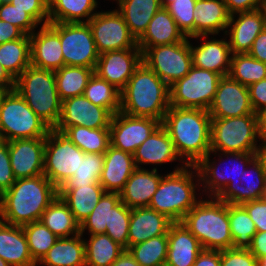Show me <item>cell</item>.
<instances>
[{
    "mask_svg": "<svg viewBox=\"0 0 266 266\" xmlns=\"http://www.w3.org/2000/svg\"><path fill=\"white\" fill-rule=\"evenodd\" d=\"M193 16L195 37L226 33L231 14L223 0H196Z\"/></svg>",
    "mask_w": 266,
    "mask_h": 266,
    "instance_id": "29",
    "label": "cell"
},
{
    "mask_svg": "<svg viewBox=\"0 0 266 266\" xmlns=\"http://www.w3.org/2000/svg\"><path fill=\"white\" fill-rule=\"evenodd\" d=\"M185 38L173 17L162 7L149 22L147 30L137 41V46L143 51L148 47L179 43Z\"/></svg>",
    "mask_w": 266,
    "mask_h": 266,
    "instance_id": "31",
    "label": "cell"
},
{
    "mask_svg": "<svg viewBox=\"0 0 266 266\" xmlns=\"http://www.w3.org/2000/svg\"><path fill=\"white\" fill-rule=\"evenodd\" d=\"M141 266H165L168 251V236L160 235L127 249Z\"/></svg>",
    "mask_w": 266,
    "mask_h": 266,
    "instance_id": "43",
    "label": "cell"
},
{
    "mask_svg": "<svg viewBox=\"0 0 266 266\" xmlns=\"http://www.w3.org/2000/svg\"><path fill=\"white\" fill-rule=\"evenodd\" d=\"M103 164L104 154L84 153L80 155L78 170L60 188H80L83 185L99 183Z\"/></svg>",
    "mask_w": 266,
    "mask_h": 266,
    "instance_id": "46",
    "label": "cell"
},
{
    "mask_svg": "<svg viewBox=\"0 0 266 266\" xmlns=\"http://www.w3.org/2000/svg\"><path fill=\"white\" fill-rule=\"evenodd\" d=\"M136 168L140 165L163 164L173 161H182L177 154L174 143L166 129L160 125L134 152Z\"/></svg>",
    "mask_w": 266,
    "mask_h": 266,
    "instance_id": "28",
    "label": "cell"
},
{
    "mask_svg": "<svg viewBox=\"0 0 266 266\" xmlns=\"http://www.w3.org/2000/svg\"><path fill=\"white\" fill-rule=\"evenodd\" d=\"M84 235L59 238L37 264L44 266H86Z\"/></svg>",
    "mask_w": 266,
    "mask_h": 266,
    "instance_id": "34",
    "label": "cell"
},
{
    "mask_svg": "<svg viewBox=\"0 0 266 266\" xmlns=\"http://www.w3.org/2000/svg\"><path fill=\"white\" fill-rule=\"evenodd\" d=\"M248 54L266 64V27L255 38Z\"/></svg>",
    "mask_w": 266,
    "mask_h": 266,
    "instance_id": "58",
    "label": "cell"
},
{
    "mask_svg": "<svg viewBox=\"0 0 266 266\" xmlns=\"http://www.w3.org/2000/svg\"><path fill=\"white\" fill-rule=\"evenodd\" d=\"M249 250L257 259L266 256V232H256Z\"/></svg>",
    "mask_w": 266,
    "mask_h": 266,
    "instance_id": "60",
    "label": "cell"
},
{
    "mask_svg": "<svg viewBox=\"0 0 266 266\" xmlns=\"http://www.w3.org/2000/svg\"><path fill=\"white\" fill-rule=\"evenodd\" d=\"M222 76L192 66L189 72L170 86V106L209 109Z\"/></svg>",
    "mask_w": 266,
    "mask_h": 266,
    "instance_id": "9",
    "label": "cell"
},
{
    "mask_svg": "<svg viewBox=\"0 0 266 266\" xmlns=\"http://www.w3.org/2000/svg\"><path fill=\"white\" fill-rule=\"evenodd\" d=\"M118 5L116 10L122 15L136 41L143 36L149 22L162 8L160 0H119Z\"/></svg>",
    "mask_w": 266,
    "mask_h": 266,
    "instance_id": "32",
    "label": "cell"
},
{
    "mask_svg": "<svg viewBox=\"0 0 266 266\" xmlns=\"http://www.w3.org/2000/svg\"><path fill=\"white\" fill-rule=\"evenodd\" d=\"M257 266H266V256L257 259Z\"/></svg>",
    "mask_w": 266,
    "mask_h": 266,
    "instance_id": "65",
    "label": "cell"
},
{
    "mask_svg": "<svg viewBox=\"0 0 266 266\" xmlns=\"http://www.w3.org/2000/svg\"><path fill=\"white\" fill-rule=\"evenodd\" d=\"M105 192L100 183L83 185L80 188L58 189V195L79 224L91 214Z\"/></svg>",
    "mask_w": 266,
    "mask_h": 266,
    "instance_id": "33",
    "label": "cell"
},
{
    "mask_svg": "<svg viewBox=\"0 0 266 266\" xmlns=\"http://www.w3.org/2000/svg\"><path fill=\"white\" fill-rule=\"evenodd\" d=\"M221 266H257V258L249 249L220 250Z\"/></svg>",
    "mask_w": 266,
    "mask_h": 266,
    "instance_id": "52",
    "label": "cell"
},
{
    "mask_svg": "<svg viewBox=\"0 0 266 266\" xmlns=\"http://www.w3.org/2000/svg\"><path fill=\"white\" fill-rule=\"evenodd\" d=\"M94 69L78 66H63L55 71L57 91L61 101L83 95Z\"/></svg>",
    "mask_w": 266,
    "mask_h": 266,
    "instance_id": "39",
    "label": "cell"
},
{
    "mask_svg": "<svg viewBox=\"0 0 266 266\" xmlns=\"http://www.w3.org/2000/svg\"><path fill=\"white\" fill-rule=\"evenodd\" d=\"M262 143H266V109L259 114Z\"/></svg>",
    "mask_w": 266,
    "mask_h": 266,
    "instance_id": "63",
    "label": "cell"
},
{
    "mask_svg": "<svg viewBox=\"0 0 266 266\" xmlns=\"http://www.w3.org/2000/svg\"><path fill=\"white\" fill-rule=\"evenodd\" d=\"M22 228L28 243L29 252L36 263L44 257L59 239L41 221L26 224Z\"/></svg>",
    "mask_w": 266,
    "mask_h": 266,
    "instance_id": "47",
    "label": "cell"
},
{
    "mask_svg": "<svg viewBox=\"0 0 266 266\" xmlns=\"http://www.w3.org/2000/svg\"><path fill=\"white\" fill-rule=\"evenodd\" d=\"M161 125L183 164L196 165L211 151V116L207 110L170 106Z\"/></svg>",
    "mask_w": 266,
    "mask_h": 266,
    "instance_id": "1",
    "label": "cell"
},
{
    "mask_svg": "<svg viewBox=\"0 0 266 266\" xmlns=\"http://www.w3.org/2000/svg\"><path fill=\"white\" fill-rule=\"evenodd\" d=\"M60 36L64 64L95 70L100 54L88 22L48 23Z\"/></svg>",
    "mask_w": 266,
    "mask_h": 266,
    "instance_id": "10",
    "label": "cell"
},
{
    "mask_svg": "<svg viewBox=\"0 0 266 266\" xmlns=\"http://www.w3.org/2000/svg\"><path fill=\"white\" fill-rule=\"evenodd\" d=\"M208 112L211 118H231L257 114L250 102L248 86L242 85L229 75L220 78Z\"/></svg>",
    "mask_w": 266,
    "mask_h": 266,
    "instance_id": "17",
    "label": "cell"
},
{
    "mask_svg": "<svg viewBox=\"0 0 266 266\" xmlns=\"http://www.w3.org/2000/svg\"><path fill=\"white\" fill-rule=\"evenodd\" d=\"M112 116L106 108L95 105L84 95L75 96L62 101L61 115L54 129L63 132L72 126L109 128Z\"/></svg>",
    "mask_w": 266,
    "mask_h": 266,
    "instance_id": "16",
    "label": "cell"
},
{
    "mask_svg": "<svg viewBox=\"0 0 266 266\" xmlns=\"http://www.w3.org/2000/svg\"><path fill=\"white\" fill-rule=\"evenodd\" d=\"M212 152L210 151L204 158H202L195 166L199 172L200 176V182L204 185L205 192L207 190L209 193V197H216L224 188L225 186L230 183V180L235 179L238 177L241 173L244 172V170L250 168L251 161L260 153H223L221 152L222 156H227V158H230V161L235 162L231 165H236L237 169L234 170H225V173L222 172V170H219V166L217 167V164L215 160L213 162L210 160V154ZM230 156V157H229ZM238 161V162H237ZM216 164V165H215ZM221 165V164H220ZM247 166V167H246ZM246 167V168H245ZM235 168V166H233ZM221 169V168H220ZM207 188V189H206Z\"/></svg>",
    "mask_w": 266,
    "mask_h": 266,
    "instance_id": "19",
    "label": "cell"
},
{
    "mask_svg": "<svg viewBox=\"0 0 266 266\" xmlns=\"http://www.w3.org/2000/svg\"><path fill=\"white\" fill-rule=\"evenodd\" d=\"M228 216L234 249H249L257 230L242 205L228 204Z\"/></svg>",
    "mask_w": 266,
    "mask_h": 266,
    "instance_id": "42",
    "label": "cell"
},
{
    "mask_svg": "<svg viewBox=\"0 0 266 266\" xmlns=\"http://www.w3.org/2000/svg\"><path fill=\"white\" fill-rule=\"evenodd\" d=\"M0 266H10V265L0 257Z\"/></svg>",
    "mask_w": 266,
    "mask_h": 266,
    "instance_id": "68",
    "label": "cell"
},
{
    "mask_svg": "<svg viewBox=\"0 0 266 266\" xmlns=\"http://www.w3.org/2000/svg\"><path fill=\"white\" fill-rule=\"evenodd\" d=\"M131 216V208L121 200L111 208L110 226H106V232L113 241L128 249V232Z\"/></svg>",
    "mask_w": 266,
    "mask_h": 266,
    "instance_id": "48",
    "label": "cell"
},
{
    "mask_svg": "<svg viewBox=\"0 0 266 266\" xmlns=\"http://www.w3.org/2000/svg\"><path fill=\"white\" fill-rule=\"evenodd\" d=\"M142 62L169 87L183 78L192 67L190 41L148 47L142 51Z\"/></svg>",
    "mask_w": 266,
    "mask_h": 266,
    "instance_id": "12",
    "label": "cell"
},
{
    "mask_svg": "<svg viewBox=\"0 0 266 266\" xmlns=\"http://www.w3.org/2000/svg\"><path fill=\"white\" fill-rule=\"evenodd\" d=\"M40 221L58 238L80 234V224L59 195L42 213Z\"/></svg>",
    "mask_w": 266,
    "mask_h": 266,
    "instance_id": "35",
    "label": "cell"
},
{
    "mask_svg": "<svg viewBox=\"0 0 266 266\" xmlns=\"http://www.w3.org/2000/svg\"><path fill=\"white\" fill-rule=\"evenodd\" d=\"M50 129L15 89L0 93V140L46 138Z\"/></svg>",
    "mask_w": 266,
    "mask_h": 266,
    "instance_id": "8",
    "label": "cell"
},
{
    "mask_svg": "<svg viewBox=\"0 0 266 266\" xmlns=\"http://www.w3.org/2000/svg\"><path fill=\"white\" fill-rule=\"evenodd\" d=\"M0 257L10 266H36L22 226L0 220Z\"/></svg>",
    "mask_w": 266,
    "mask_h": 266,
    "instance_id": "30",
    "label": "cell"
},
{
    "mask_svg": "<svg viewBox=\"0 0 266 266\" xmlns=\"http://www.w3.org/2000/svg\"><path fill=\"white\" fill-rule=\"evenodd\" d=\"M84 243L86 266H110L125 250L105 233L90 235Z\"/></svg>",
    "mask_w": 266,
    "mask_h": 266,
    "instance_id": "38",
    "label": "cell"
},
{
    "mask_svg": "<svg viewBox=\"0 0 266 266\" xmlns=\"http://www.w3.org/2000/svg\"><path fill=\"white\" fill-rule=\"evenodd\" d=\"M88 23L99 54L108 51L139 48L122 15L116 9L97 12Z\"/></svg>",
    "mask_w": 266,
    "mask_h": 266,
    "instance_id": "13",
    "label": "cell"
},
{
    "mask_svg": "<svg viewBox=\"0 0 266 266\" xmlns=\"http://www.w3.org/2000/svg\"><path fill=\"white\" fill-rule=\"evenodd\" d=\"M41 25L30 35L31 65L55 72L65 66L60 36L49 24Z\"/></svg>",
    "mask_w": 266,
    "mask_h": 266,
    "instance_id": "22",
    "label": "cell"
},
{
    "mask_svg": "<svg viewBox=\"0 0 266 266\" xmlns=\"http://www.w3.org/2000/svg\"><path fill=\"white\" fill-rule=\"evenodd\" d=\"M0 64L16 80L31 65L30 36L0 44Z\"/></svg>",
    "mask_w": 266,
    "mask_h": 266,
    "instance_id": "37",
    "label": "cell"
},
{
    "mask_svg": "<svg viewBox=\"0 0 266 266\" xmlns=\"http://www.w3.org/2000/svg\"><path fill=\"white\" fill-rule=\"evenodd\" d=\"M193 266H221L220 250L203 249Z\"/></svg>",
    "mask_w": 266,
    "mask_h": 266,
    "instance_id": "59",
    "label": "cell"
},
{
    "mask_svg": "<svg viewBox=\"0 0 266 266\" xmlns=\"http://www.w3.org/2000/svg\"><path fill=\"white\" fill-rule=\"evenodd\" d=\"M248 90L252 108L260 114L266 109V79L250 84Z\"/></svg>",
    "mask_w": 266,
    "mask_h": 266,
    "instance_id": "55",
    "label": "cell"
},
{
    "mask_svg": "<svg viewBox=\"0 0 266 266\" xmlns=\"http://www.w3.org/2000/svg\"><path fill=\"white\" fill-rule=\"evenodd\" d=\"M262 198L266 201V186H265L264 195Z\"/></svg>",
    "mask_w": 266,
    "mask_h": 266,
    "instance_id": "69",
    "label": "cell"
},
{
    "mask_svg": "<svg viewBox=\"0 0 266 266\" xmlns=\"http://www.w3.org/2000/svg\"><path fill=\"white\" fill-rule=\"evenodd\" d=\"M84 153L104 154L110 146L109 128L89 129L72 126L62 132Z\"/></svg>",
    "mask_w": 266,
    "mask_h": 266,
    "instance_id": "40",
    "label": "cell"
},
{
    "mask_svg": "<svg viewBox=\"0 0 266 266\" xmlns=\"http://www.w3.org/2000/svg\"><path fill=\"white\" fill-rule=\"evenodd\" d=\"M24 35L20 28L0 19V44L17 40Z\"/></svg>",
    "mask_w": 266,
    "mask_h": 266,
    "instance_id": "57",
    "label": "cell"
},
{
    "mask_svg": "<svg viewBox=\"0 0 266 266\" xmlns=\"http://www.w3.org/2000/svg\"><path fill=\"white\" fill-rule=\"evenodd\" d=\"M251 166L252 172L246 169L238 177L230 180L216 198L233 205L261 199L266 186V163L261 154L251 161Z\"/></svg>",
    "mask_w": 266,
    "mask_h": 266,
    "instance_id": "15",
    "label": "cell"
},
{
    "mask_svg": "<svg viewBox=\"0 0 266 266\" xmlns=\"http://www.w3.org/2000/svg\"><path fill=\"white\" fill-rule=\"evenodd\" d=\"M83 95L97 106L106 108L112 115L121 109V95L114 85L93 73Z\"/></svg>",
    "mask_w": 266,
    "mask_h": 266,
    "instance_id": "41",
    "label": "cell"
},
{
    "mask_svg": "<svg viewBox=\"0 0 266 266\" xmlns=\"http://www.w3.org/2000/svg\"><path fill=\"white\" fill-rule=\"evenodd\" d=\"M58 196V188L44 175L17 179L0 196V220L15 226L40 221Z\"/></svg>",
    "mask_w": 266,
    "mask_h": 266,
    "instance_id": "2",
    "label": "cell"
},
{
    "mask_svg": "<svg viewBox=\"0 0 266 266\" xmlns=\"http://www.w3.org/2000/svg\"><path fill=\"white\" fill-rule=\"evenodd\" d=\"M0 19L20 28L26 35H31L39 25L25 10H20L10 2L0 5Z\"/></svg>",
    "mask_w": 266,
    "mask_h": 266,
    "instance_id": "50",
    "label": "cell"
},
{
    "mask_svg": "<svg viewBox=\"0 0 266 266\" xmlns=\"http://www.w3.org/2000/svg\"><path fill=\"white\" fill-rule=\"evenodd\" d=\"M11 0H2V2H10Z\"/></svg>",
    "mask_w": 266,
    "mask_h": 266,
    "instance_id": "70",
    "label": "cell"
},
{
    "mask_svg": "<svg viewBox=\"0 0 266 266\" xmlns=\"http://www.w3.org/2000/svg\"><path fill=\"white\" fill-rule=\"evenodd\" d=\"M110 266H141L129 253L128 250L124 252L110 265Z\"/></svg>",
    "mask_w": 266,
    "mask_h": 266,
    "instance_id": "62",
    "label": "cell"
},
{
    "mask_svg": "<svg viewBox=\"0 0 266 266\" xmlns=\"http://www.w3.org/2000/svg\"><path fill=\"white\" fill-rule=\"evenodd\" d=\"M8 146L16 180L43 174L45 138L15 139L9 141Z\"/></svg>",
    "mask_w": 266,
    "mask_h": 266,
    "instance_id": "20",
    "label": "cell"
},
{
    "mask_svg": "<svg viewBox=\"0 0 266 266\" xmlns=\"http://www.w3.org/2000/svg\"><path fill=\"white\" fill-rule=\"evenodd\" d=\"M16 181L9 157L8 142L0 140V196Z\"/></svg>",
    "mask_w": 266,
    "mask_h": 266,
    "instance_id": "53",
    "label": "cell"
},
{
    "mask_svg": "<svg viewBox=\"0 0 266 266\" xmlns=\"http://www.w3.org/2000/svg\"><path fill=\"white\" fill-rule=\"evenodd\" d=\"M14 89L51 129L57 126L62 101L54 71L28 66L15 80Z\"/></svg>",
    "mask_w": 266,
    "mask_h": 266,
    "instance_id": "6",
    "label": "cell"
},
{
    "mask_svg": "<svg viewBox=\"0 0 266 266\" xmlns=\"http://www.w3.org/2000/svg\"><path fill=\"white\" fill-rule=\"evenodd\" d=\"M15 87V79L0 64V92L13 90Z\"/></svg>",
    "mask_w": 266,
    "mask_h": 266,
    "instance_id": "61",
    "label": "cell"
},
{
    "mask_svg": "<svg viewBox=\"0 0 266 266\" xmlns=\"http://www.w3.org/2000/svg\"><path fill=\"white\" fill-rule=\"evenodd\" d=\"M173 221L149 207L131 209L128 248L153 237L168 235Z\"/></svg>",
    "mask_w": 266,
    "mask_h": 266,
    "instance_id": "24",
    "label": "cell"
},
{
    "mask_svg": "<svg viewBox=\"0 0 266 266\" xmlns=\"http://www.w3.org/2000/svg\"><path fill=\"white\" fill-rule=\"evenodd\" d=\"M260 154L266 163V143H262Z\"/></svg>",
    "mask_w": 266,
    "mask_h": 266,
    "instance_id": "64",
    "label": "cell"
},
{
    "mask_svg": "<svg viewBox=\"0 0 266 266\" xmlns=\"http://www.w3.org/2000/svg\"><path fill=\"white\" fill-rule=\"evenodd\" d=\"M141 62L140 48L108 51L100 54L94 73L121 91Z\"/></svg>",
    "mask_w": 266,
    "mask_h": 266,
    "instance_id": "18",
    "label": "cell"
},
{
    "mask_svg": "<svg viewBox=\"0 0 266 266\" xmlns=\"http://www.w3.org/2000/svg\"><path fill=\"white\" fill-rule=\"evenodd\" d=\"M242 206L253 220L257 232H266V201L263 198L251 200Z\"/></svg>",
    "mask_w": 266,
    "mask_h": 266,
    "instance_id": "54",
    "label": "cell"
},
{
    "mask_svg": "<svg viewBox=\"0 0 266 266\" xmlns=\"http://www.w3.org/2000/svg\"><path fill=\"white\" fill-rule=\"evenodd\" d=\"M79 149L67 136L50 129L45 138L43 174L59 189L80 165Z\"/></svg>",
    "mask_w": 266,
    "mask_h": 266,
    "instance_id": "11",
    "label": "cell"
},
{
    "mask_svg": "<svg viewBox=\"0 0 266 266\" xmlns=\"http://www.w3.org/2000/svg\"><path fill=\"white\" fill-rule=\"evenodd\" d=\"M196 0H174L165 9L175 20L179 30L187 38L194 37V16Z\"/></svg>",
    "mask_w": 266,
    "mask_h": 266,
    "instance_id": "49",
    "label": "cell"
},
{
    "mask_svg": "<svg viewBox=\"0 0 266 266\" xmlns=\"http://www.w3.org/2000/svg\"><path fill=\"white\" fill-rule=\"evenodd\" d=\"M136 169L132 154L111 145L104 153V164L99 183L106 192L120 193Z\"/></svg>",
    "mask_w": 266,
    "mask_h": 266,
    "instance_id": "26",
    "label": "cell"
},
{
    "mask_svg": "<svg viewBox=\"0 0 266 266\" xmlns=\"http://www.w3.org/2000/svg\"><path fill=\"white\" fill-rule=\"evenodd\" d=\"M229 13L252 11L261 8L262 0H223Z\"/></svg>",
    "mask_w": 266,
    "mask_h": 266,
    "instance_id": "56",
    "label": "cell"
},
{
    "mask_svg": "<svg viewBox=\"0 0 266 266\" xmlns=\"http://www.w3.org/2000/svg\"><path fill=\"white\" fill-rule=\"evenodd\" d=\"M172 2H174V0H160V4L163 8H166Z\"/></svg>",
    "mask_w": 266,
    "mask_h": 266,
    "instance_id": "67",
    "label": "cell"
},
{
    "mask_svg": "<svg viewBox=\"0 0 266 266\" xmlns=\"http://www.w3.org/2000/svg\"><path fill=\"white\" fill-rule=\"evenodd\" d=\"M165 266H193L203 250L199 240L181 222H173L168 230Z\"/></svg>",
    "mask_w": 266,
    "mask_h": 266,
    "instance_id": "25",
    "label": "cell"
},
{
    "mask_svg": "<svg viewBox=\"0 0 266 266\" xmlns=\"http://www.w3.org/2000/svg\"><path fill=\"white\" fill-rule=\"evenodd\" d=\"M97 3L95 0H51L49 22H88L97 13Z\"/></svg>",
    "mask_w": 266,
    "mask_h": 266,
    "instance_id": "36",
    "label": "cell"
},
{
    "mask_svg": "<svg viewBox=\"0 0 266 266\" xmlns=\"http://www.w3.org/2000/svg\"><path fill=\"white\" fill-rule=\"evenodd\" d=\"M262 141L259 114L231 118H211L210 150L214 154L260 153Z\"/></svg>",
    "mask_w": 266,
    "mask_h": 266,
    "instance_id": "7",
    "label": "cell"
},
{
    "mask_svg": "<svg viewBox=\"0 0 266 266\" xmlns=\"http://www.w3.org/2000/svg\"><path fill=\"white\" fill-rule=\"evenodd\" d=\"M195 176L198 178L197 181L194 179ZM199 184L201 185L200 176L195 165L177 166L173 172L163 175L148 207L164 214L173 222H181L200 201L197 200L195 191Z\"/></svg>",
    "mask_w": 266,
    "mask_h": 266,
    "instance_id": "4",
    "label": "cell"
},
{
    "mask_svg": "<svg viewBox=\"0 0 266 266\" xmlns=\"http://www.w3.org/2000/svg\"><path fill=\"white\" fill-rule=\"evenodd\" d=\"M207 37L208 35L193 37L195 39L202 38V44L193 47L190 43L192 66L227 76L232 57L229 41L212 37L210 40H206Z\"/></svg>",
    "mask_w": 266,
    "mask_h": 266,
    "instance_id": "23",
    "label": "cell"
},
{
    "mask_svg": "<svg viewBox=\"0 0 266 266\" xmlns=\"http://www.w3.org/2000/svg\"><path fill=\"white\" fill-rule=\"evenodd\" d=\"M265 27V17L261 8L232 14L227 26L230 29L224 33L230 37L228 41L231 53H248L255 38Z\"/></svg>",
    "mask_w": 266,
    "mask_h": 266,
    "instance_id": "21",
    "label": "cell"
},
{
    "mask_svg": "<svg viewBox=\"0 0 266 266\" xmlns=\"http://www.w3.org/2000/svg\"><path fill=\"white\" fill-rule=\"evenodd\" d=\"M201 200L184 216L181 223L195 236L203 249L233 248L228 204L209 197Z\"/></svg>",
    "mask_w": 266,
    "mask_h": 266,
    "instance_id": "5",
    "label": "cell"
},
{
    "mask_svg": "<svg viewBox=\"0 0 266 266\" xmlns=\"http://www.w3.org/2000/svg\"><path fill=\"white\" fill-rule=\"evenodd\" d=\"M120 95V111L134 117H149L162 122L170 107V87L143 62Z\"/></svg>",
    "mask_w": 266,
    "mask_h": 266,
    "instance_id": "3",
    "label": "cell"
},
{
    "mask_svg": "<svg viewBox=\"0 0 266 266\" xmlns=\"http://www.w3.org/2000/svg\"><path fill=\"white\" fill-rule=\"evenodd\" d=\"M162 177L157 168H136L120 192L121 201L131 209L148 207Z\"/></svg>",
    "mask_w": 266,
    "mask_h": 266,
    "instance_id": "27",
    "label": "cell"
},
{
    "mask_svg": "<svg viewBox=\"0 0 266 266\" xmlns=\"http://www.w3.org/2000/svg\"><path fill=\"white\" fill-rule=\"evenodd\" d=\"M10 3L25 10L39 25L49 23V4L45 0H11Z\"/></svg>",
    "mask_w": 266,
    "mask_h": 266,
    "instance_id": "51",
    "label": "cell"
},
{
    "mask_svg": "<svg viewBox=\"0 0 266 266\" xmlns=\"http://www.w3.org/2000/svg\"><path fill=\"white\" fill-rule=\"evenodd\" d=\"M120 193L105 192L91 214L80 224V234L88 229L90 235L104 234L110 226L111 208L120 201Z\"/></svg>",
    "mask_w": 266,
    "mask_h": 266,
    "instance_id": "44",
    "label": "cell"
},
{
    "mask_svg": "<svg viewBox=\"0 0 266 266\" xmlns=\"http://www.w3.org/2000/svg\"><path fill=\"white\" fill-rule=\"evenodd\" d=\"M261 10L263 11V14H264V17H265V26H266V0H262Z\"/></svg>",
    "mask_w": 266,
    "mask_h": 266,
    "instance_id": "66",
    "label": "cell"
},
{
    "mask_svg": "<svg viewBox=\"0 0 266 266\" xmlns=\"http://www.w3.org/2000/svg\"><path fill=\"white\" fill-rule=\"evenodd\" d=\"M245 86L266 79V64L254 59L248 53L232 54L228 74Z\"/></svg>",
    "mask_w": 266,
    "mask_h": 266,
    "instance_id": "45",
    "label": "cell"
},
{
    "mask_svg": "<svg viewBox=\"0 0 266 266\" xmlns=\"http://www.w3.org/2000/svg\"><path fill=\"white\" fill-rule=\"evenodd\" d=\"M161 125V121L149 117H134L121 111L110 122V145L134 154L136 149Z\"/></svg>",
    "mask_w": 266,
    "mask_h": 266,
    "instance_id": "14",
    "label": "cell"
}]
</instances>
